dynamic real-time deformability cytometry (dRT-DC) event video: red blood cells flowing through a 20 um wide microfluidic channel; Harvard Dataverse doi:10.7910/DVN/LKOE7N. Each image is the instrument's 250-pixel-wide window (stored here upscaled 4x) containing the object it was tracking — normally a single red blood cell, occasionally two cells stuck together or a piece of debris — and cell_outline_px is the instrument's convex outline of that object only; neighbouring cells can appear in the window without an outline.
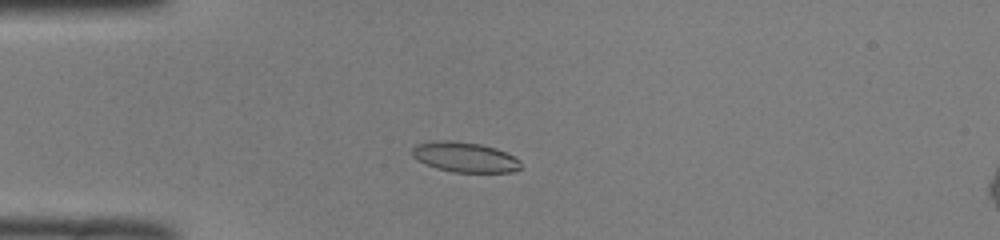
{"species": "common noctule bat (a hibernating species)", "species_latin": "Nyctalus noctula", "temperature_condition": "room temperature", "stored_images_in_passage": 48, "camera_frame_rate_fps": 3000, "um_per_image_px": 0.085, "animal": {"sex": "male", "body_mass_g": 19.0, "forearm_length_mm": 50.8}, "frame": {"image": 1, "passage_image": 11, "time_ms": 3.333, "image_size_px": [1000, 240], "cell_outline_px": [[520, 168], [512, 172], [452, 172], [436, 168], [424, 164], [412, 156], [412, 148], [416, 144], [440, 140], [452, 140], [480, 144], [496, 148], [520, 160]], "centroid_in_image_um": [39.47, 13.35], "position_along_channel_um": 45.5, "area_um2": 19.02}}
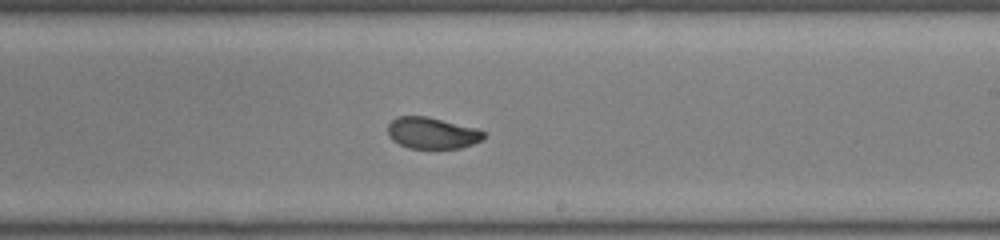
{"frame": {"image": 2, "passage_image": 28, "time_ms": 9.0, "image_size_px": [1000, 240], "cell_outline_px": [[488, 136], [484, 140], [460, 148], [408, 148], [392, 140], [388, 136], [388, 124], [396, 116], [428, 116], [476, 128], [484, 132]], "centroid_in_image_um": [36.74, 11.3], "position_along_channel_um": 252.3, "area_um2": 17.74}}
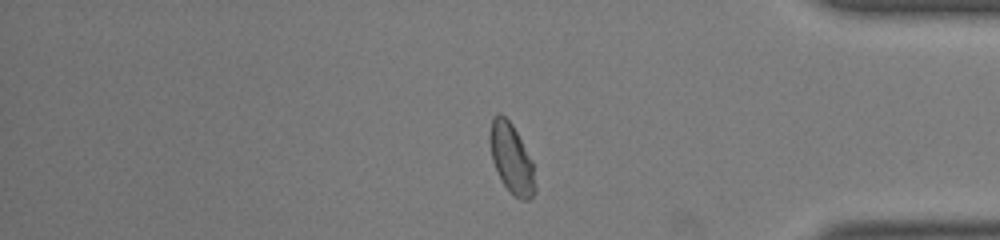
{"frame": {"image": 3, "passage_image": 40, "time_ms": 13.0, "image_size_px": [1000, 240], "cell_outline_px": [[536, 192], [528, 200], [524, 200], [516, 196], [504, 184], [492, 160], [488, 140], [488, 136], [492, 116], [496, 112], [500, 112], [512, 124], [532, 160], [536, 188]], "centroid_in_image_um": [43.45, 13.41], "position_along_channel_um": 391.7, "area_um2": 18.32}, "authors_computed_cell_mechanics": {"area_um2": 18.5538, "velocity_mm_per_s": 4.0069, "shape_relaxation_time_tau1_ms": 3.8585, "shape_relaxation_time_tau2_ms": 0.8705, "deformation_change_tau1": 0.1256, "deformation_change_tau2": 0.0405}}